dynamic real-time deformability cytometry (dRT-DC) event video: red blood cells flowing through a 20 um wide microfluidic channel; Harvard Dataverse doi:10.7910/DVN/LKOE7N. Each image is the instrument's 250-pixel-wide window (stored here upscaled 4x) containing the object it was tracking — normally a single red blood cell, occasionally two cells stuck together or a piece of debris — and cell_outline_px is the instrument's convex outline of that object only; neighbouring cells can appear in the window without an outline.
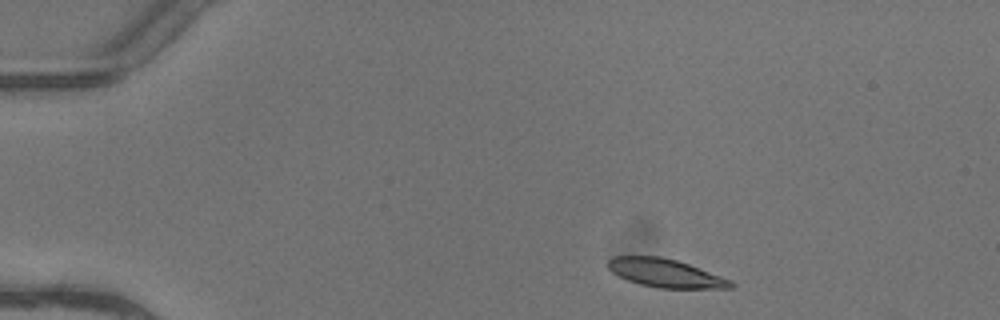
{"species": "common noctule bat (a hibernating species)", "species_latin": "Nyctalus noctula", "temperature_condition": "warm", "stored_images_in_passage": 2, "camera_frame_rate_fps": 3000, "um_per_image_px": 0.085, "animal": {"sex": "female"}, "frame": {"image": 1, "passage_image": 1, "time_ms": 0.0, "image_size_px": [1000, 320], "cell_outline_px": [[736, 284], [732, 288], [656, 288], [640, 284], [628, 280], [612, 272], [608, 268], [608, 260], [612, 256], [660, 256], [676, 260], [688, 264], [732, 280]], "centroid_in_image_um": [56.57, 23.21], "position_along_channel_um": 28.4, "area_um2": 20.23}}